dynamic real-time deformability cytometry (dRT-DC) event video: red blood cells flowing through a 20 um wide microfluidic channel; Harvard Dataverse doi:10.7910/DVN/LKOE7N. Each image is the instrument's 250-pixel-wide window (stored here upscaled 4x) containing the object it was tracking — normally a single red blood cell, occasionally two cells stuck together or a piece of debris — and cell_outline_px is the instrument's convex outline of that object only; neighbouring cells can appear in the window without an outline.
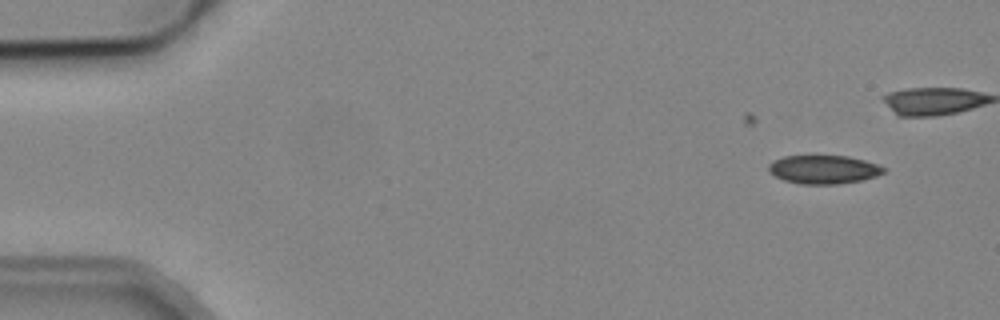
{"species": "common noctule bat (a hibernating species)", "species_latin": "Nyctalus noctula", "temperature_condition": "cold", "stored_images_in_passage": 6, "camera_frame_rate_fps": 3000, "um_per_image_px": 0.085, "animal": {"sex": "male", "body_mass_g": 19.2, "forearm_length_mm": 51.8}, "frame": {"image": 1, "passage_image": 2, "time_ms": 2.333, "image_size_px": [1000, 320], "cell_outline_px": [[888, 168], [884, 172], [876, 176], [860, 180], [836, 184], [800, 184], [784, 180], [768, 172], [768, 164], [772, 160], [784, 156], [848, 156], [864, 160]], "centroid_in_image_um": [69.98, 14.4], "position_along_channel_um": 15.0, "area_um2": 19.13}}